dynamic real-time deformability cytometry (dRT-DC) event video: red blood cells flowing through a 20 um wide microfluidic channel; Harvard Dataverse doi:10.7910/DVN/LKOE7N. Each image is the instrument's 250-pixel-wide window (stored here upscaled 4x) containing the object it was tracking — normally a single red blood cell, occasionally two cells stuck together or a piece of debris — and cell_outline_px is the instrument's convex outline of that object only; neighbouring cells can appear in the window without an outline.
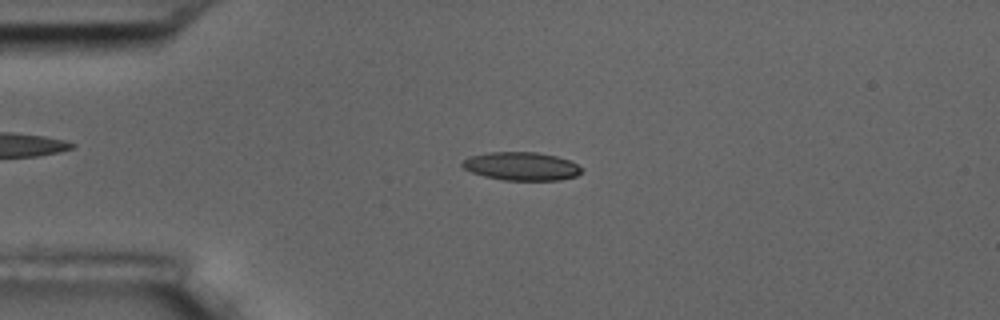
{"species": "common noctule bat (a hibernating species)", "species_latin": "Nyctalus noctula", "temperature_condition": "room temperature", "stored_images_in_passage": 43, "camera_frame_rate_fps": 3000, "um_per_image_px": 0.085, "animal": {"sex": "male", "body_mass_g": 17.5, "forearm_length_mm": 52.3}, "frame": {"image": 1, "passage_image": 1, "time_ms": 0.0, "image_size_px": [1000, 320], "cell_outline_px": [[584, 168], [576, 176], [560, 180], [504, 180], [484, 176], [472, 172], [464, 168], [460, 164], [468, 156], [488, 152], [536, 152], [556, 156], [568, 160]], "centroid_in_image_um": [44.31, 14.13], "position_along_channel_um": 40.7, "area_um2": 19.65}}
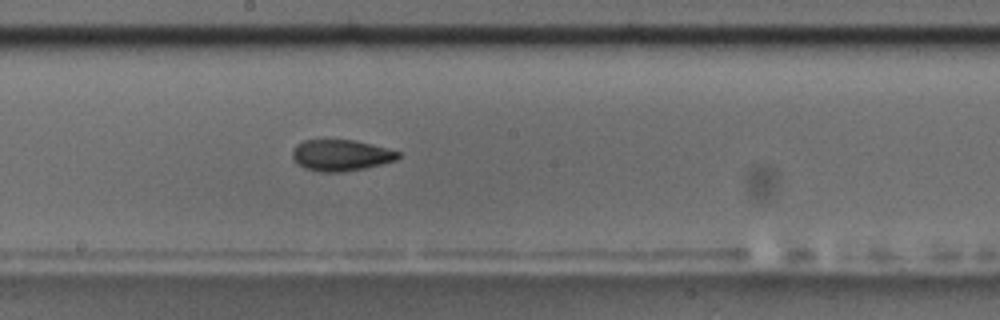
{"frame": {"image": 2, "passage_image": 18, "time_ms": 5.667, "image_size_px": [1000, 320], "cell_outline_px": [[400, 156], [396, 160], [364, 168], [340, 172], [320, 172], [304, 168], [292, 156], [292, 148], [296, 144], [304, 140], [356, 140], [372, 144], [400, 152]], "centroid_in_image_um": [28.97, 13.19], "position_along_channel_um": 219.2, "area_um2": 19.13}}
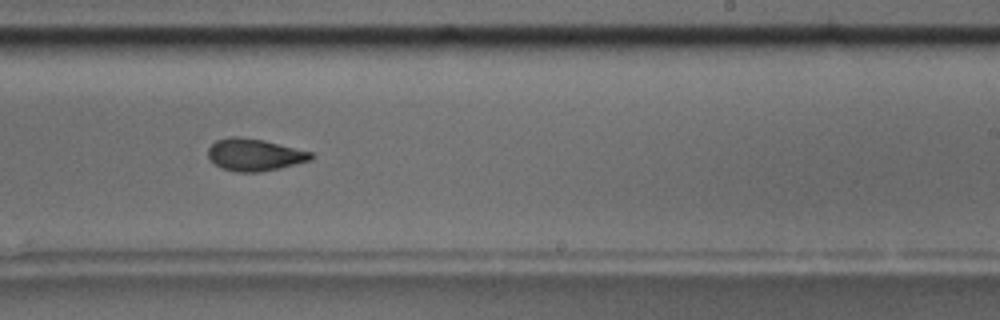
{"frame": {"image": 3, "passage_image": 22, "time_ms": 7.0, "image_size_px": [1000, 320], "cell_outline_px": [[312, 160], [280, 168], [260, 172], [236, 172], [220, 168], [208, 156], [208, 148], [216, 140], [228, 136], [240, 136], [264, 140], [312, 152]], "centroid_in_image_um": [21.62, 13.15], "position_along_channel_um": 267.4, "area_um2": 19.36}, "authors_computed_cell_mechanics": {"area_um2": 19.5942, "velocity_mm_per_s": 3.6184, "shape_relaxation_time_tau1_ms": 8.3239, "shape_relaxation_time_tau2_ms": 2.3967, "deformation_change_tau1": 0.1864, "deformation_change_tau2": 0.0883}}